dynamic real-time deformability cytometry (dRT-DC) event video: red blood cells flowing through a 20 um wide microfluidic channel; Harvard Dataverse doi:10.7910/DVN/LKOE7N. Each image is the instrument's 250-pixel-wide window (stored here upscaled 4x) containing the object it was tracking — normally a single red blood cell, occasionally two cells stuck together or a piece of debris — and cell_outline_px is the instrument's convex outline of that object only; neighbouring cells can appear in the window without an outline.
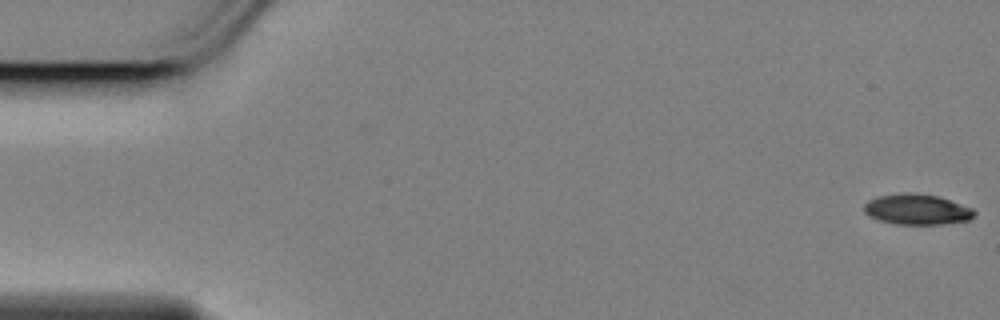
{"species": "Egyptian fruit bat (a non-hibernating species)", "species_latin": "Rousettus aegyptiacus", "temperature_condition": "cold", "stored_images_in_passage": 2, "camera_frame_rate_fps": 3000, "um_per_image_px": 0.085, "animal": {"sex": "female"}, "frame": {"image": 1, "passage_image": 2, "time_ms": 0.333, "image_size_px": [1000, 320], "cell_outline_px": [[976, 212], [968, 220], [940, 224], [896, 224], [880, 220], [868, 216], [864, 212], [864, 204], [868, 200], [880, 196], [908, 192], [936, 196], [972, 208]], "centroid_in_image_um": [77.9, 17.8], "position_along_channel_um": 7.1, "area_um2": 19.25}}